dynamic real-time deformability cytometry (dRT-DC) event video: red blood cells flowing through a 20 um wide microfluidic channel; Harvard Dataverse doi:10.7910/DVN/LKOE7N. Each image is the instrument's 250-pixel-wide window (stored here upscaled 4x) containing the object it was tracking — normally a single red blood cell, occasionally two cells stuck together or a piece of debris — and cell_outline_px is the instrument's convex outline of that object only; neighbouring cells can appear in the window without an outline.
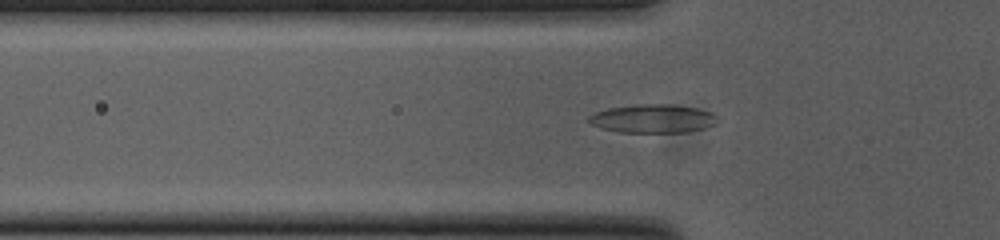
{"species": "common noctule bat (a hibernating species)", "species_latin": "Nyctalus noctula", "temperature_condition": "cold", "stored_images_in_passage": 51, "camera_frame_rate_fps": 3000, "um_per_image_px": 0.085, "animal": {"sex": "female", "body_mass_g": 23.0, "forearm_length_mm": 53.4}, "frame": {"image": 1, "passage_image": 15, "time_ms": 4.667, "image_size_px": [1000, 240], "cell_outline_px": [[716, 124], [704, 128], [688, 132], [620, 132], [604, 128], [592, 124], [588, 120], [588, 116], [596, 112], [608, 108], [640, 104], [664, 104], [696, 108], [712, 112], [716, 116]], "centroid_in_image_um": [55.51, 10.08], "position_along_channel_um": 70.3, "area_um2": 21.1}}
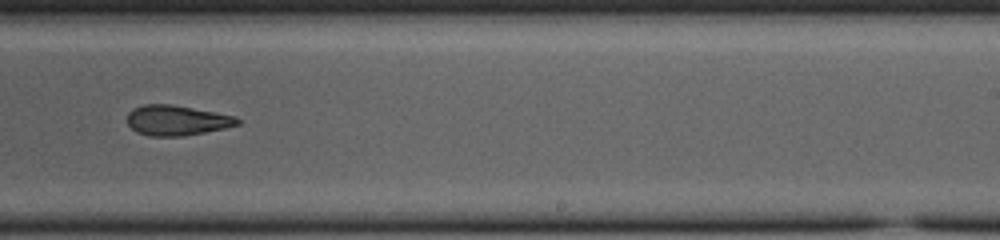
{"frame": {"image": 2, "passage_image": 31, "time_ms": 10.0, "image_size_px": [1000, 240], "cell_outline_px": [[240, 124], [224, 128], [204, 132], [180, 136], [148, 136], [136, 132], [128, 124], [128, 112], [132, 108], [144, 104], [172, 104], [236, 116], [240, 120]], "centroid_in_image_um": [15.01, 10.22], "position_along_channel_um": 274.0, "area_um2": 19.36}}
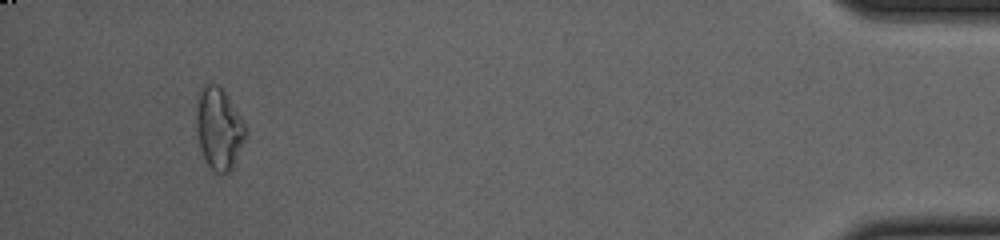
{"frame": {"image": 3, "passage_image": 48, "time_ms": 15.667, "image_size_px": [1000, 240], "cell_outline_px": [[244, 140], [232, 168], [228, 172], [216, 172], [208, 164], [200, 148], [196, 128], [196, 112], [200, 88], [208, 84], [216, 84], [224, 92], [244, 124]], "centroid_in_image_um": [18.56, 10.93], "position_along_channel_um": 416.6, "area_um2": 22.48}, "authors_computed_cell_mechanics": {"area_um2": 20.5768, "velocity_mm_per_s": 3.8128, "shape_relaxation_time_tau1_ms": 4.448, "shape_relaxation_time_tau2_ms": 4.21, "deformation_change_tau1": 0.1439, "deformation_change_tau2": 0.1468}}